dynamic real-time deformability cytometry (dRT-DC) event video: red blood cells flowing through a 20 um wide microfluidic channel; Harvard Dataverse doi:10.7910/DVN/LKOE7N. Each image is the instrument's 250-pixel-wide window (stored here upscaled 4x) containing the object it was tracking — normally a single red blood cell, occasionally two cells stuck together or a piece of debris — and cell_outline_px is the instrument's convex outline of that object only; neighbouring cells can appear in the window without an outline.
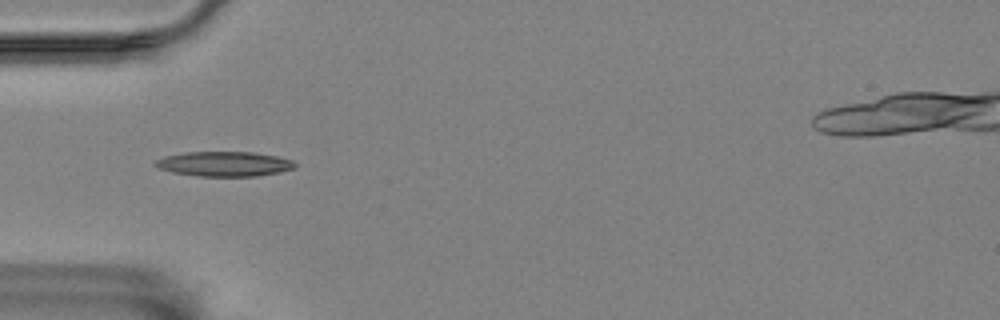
{"species": "Egyptian fruit bat (a non-hibernating species)", "species_latin": "Rousettus aegyptiacus", "temperature_condition": "room temperature", "stored_images_in_passage": 8, "camera_frame_rate_fps": 3000, "um_per_image_px": 0.085, "animal": {"sex": "female"}, "frame": {"image": 1, "passage_image": 2, "time_ms": 4.333, "image_size_px": [1000, 320], "cell_outline_px": [[296, 164], [292, 168], [280, 172], [256, 176], [200, 176], [172, 172], [160, 168], [152, 164], [156, 160], [164, 156], [184, 152], [252, 152], [276, 156], [292, 160]], "centroid_in_image_um": [19.03, 13.93], "position_along_channel_um": 66.0, "area_um2": 20.06}}
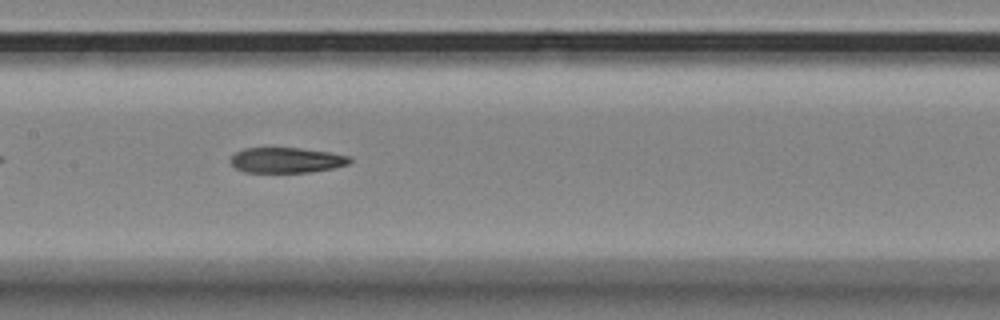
{"frame": {"image": 2, "passage_image": 5, "time_ms": 7.667, "image_size_px": [1000, 320], "cell_outline_px": [[352, 160], [348, 164], [332, 168], [308, 172], [244, 172], [236, 168], [232, 164], [232, 156], [236, 152], [244, 148], [300, 148], [328, 152], [348, 156]], "centroid_in_image_um": [24.34, 13.61], "position_along_channel_um": 183.1, "area_um2": 17.34}}
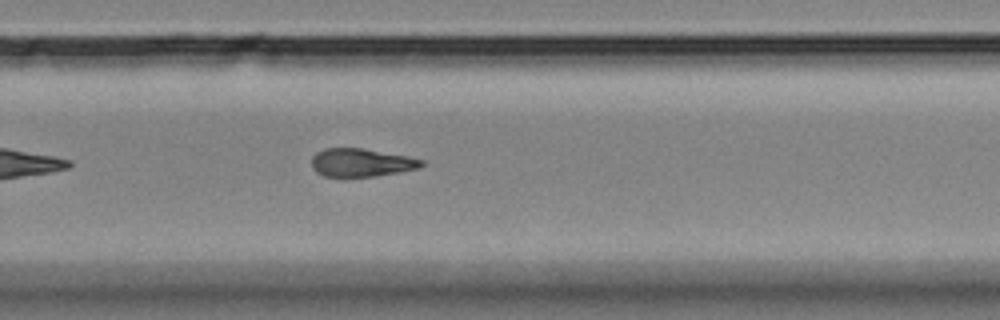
{"frame": {"image": 3, "passage_image": 8, "time_ms": 11.0, "image_size_px": [1000, 320], "cell_outline_px": [[424, 164], [420, 168], [372, 176], [324, 176], [316, 172], [312, 168], [312, 156], [316, 152], [324, 148], [360, 148], [404, 156], [424, 160]], "centroid_in_image_um": [30.66, 13.81], "position_along_channel_um": 299.1, "area_um2": 17.69}}